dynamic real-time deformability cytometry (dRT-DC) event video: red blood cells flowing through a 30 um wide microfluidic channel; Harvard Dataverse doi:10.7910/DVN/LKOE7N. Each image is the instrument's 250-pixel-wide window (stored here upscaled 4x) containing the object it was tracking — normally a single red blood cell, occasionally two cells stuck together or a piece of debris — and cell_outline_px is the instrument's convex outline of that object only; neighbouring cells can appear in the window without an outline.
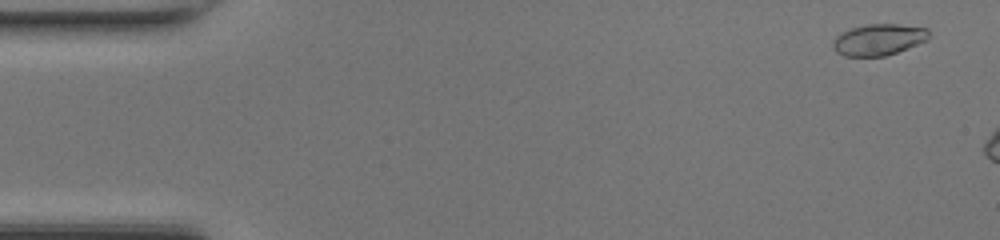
{"species": "common noctule bat (a hibernating species)", "species_latin": "Nyctalus noctula", "temperature_condition": "room temperature", "stored_images_in_passage": 8, "camera_frame_rate_fps": 3000, "um_per_image_px": 0.085, "animal": {"sex": "female", "body_mass_g": 17.0, "forearm_length_mm": 48.0}, "frame": {"image": 1, "passage_image": 3, "time_ms": 0.667, "image_size_px": [1000, 240], "cell_outline_px": [[928, 40], [896, 52], [884, 56], [844, 56], [836, 52], [832, 48], [832, 40], [836, 36], [852, 28], [868, 24], [896, 24], [928, 28]], "centroid_in_image_um": [74.66, 3.37], "position_along_channel_um": 10.3, "area_um2": 17.4}}